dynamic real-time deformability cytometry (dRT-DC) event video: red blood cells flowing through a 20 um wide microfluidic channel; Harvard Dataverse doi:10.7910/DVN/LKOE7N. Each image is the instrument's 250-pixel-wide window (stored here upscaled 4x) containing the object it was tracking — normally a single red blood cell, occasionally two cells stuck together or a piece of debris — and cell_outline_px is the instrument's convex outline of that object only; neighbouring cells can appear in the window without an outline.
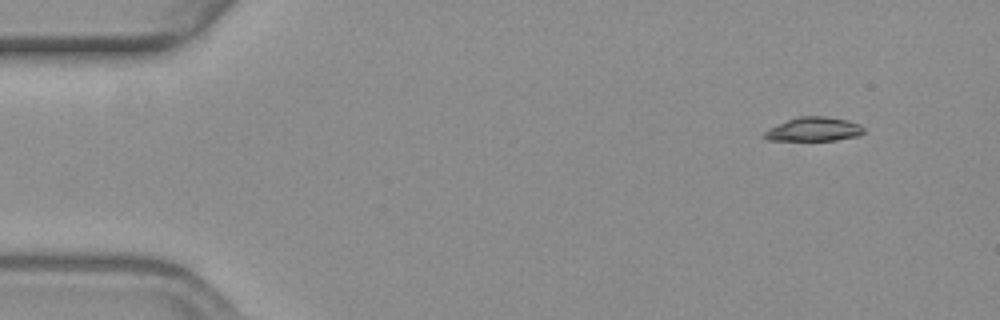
{"species": "common noctule bat (a hibernating species)", "species_latin": "Nyctalus noctula", "temperature_condition": "warm", "stored_images_in_passage": 52, "camera_frame_rate_fps": 3000, "um_per_image_px": 0.085, "animal": {"sex": "female", "body_mass_g": 19.3, "forearm_length_mm": 54.1}, "frame": {"image": 1, "passage_image": 1, "time_ms": 0.0, "image_size_px": [1000, 320], "cell_outline_px": [[864, 132], [860, 136], [836, 140], [768, 140], [760, 136], [768, 128], [788, 120], [800, 116], [824, 116], [848, 120], [860, 124], [864, 128]], "centroid_in_image_um": [69.18, 10.99], "position_along_channel_um": 15.8, "area_um2": 13.99}}
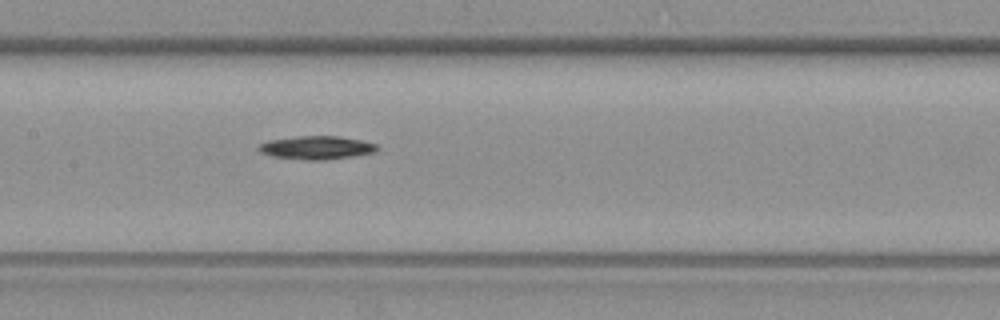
{"frame": {"image": 2, "passage_image": 23, "time_ms": 7.333, "image_size_px": [1000, 320], "cell_outline_px": [[380, 148], [376, 152], [352, 156], [324, 160], [308, 160], [272, 156], [260, 152], [256, 148], [260, 144], [268, 140], [296, 136], [340, 136], [360, 140], [376, 144]], "centroid_in_image_um": [26.9, 12.54], "position_along_channel_um": 180.5, "area_um2": 16.13}}
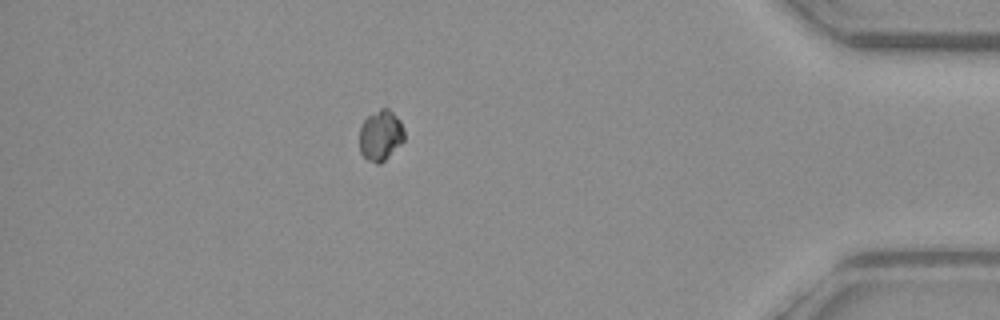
{"frame": {"image": 3, "passage_image": 45, "time_ms": 14.667, "image_size_px": [1000, 320], "cell_outline_px": [[404, 140], [380, 164], [376, 164], [368, 160], [360, 152], [360, 128], [364, 120], [368, 116], [380, 108], [388, 108], [400, 120], [404, 128]], "centroid_in_image_um": [32.35, 11.5], "position_along_channel_um": 402.8, "area_um2": 13.06}, "authors_computed_cell_mechanics": {"area_um2": 14.8835, "velocity_mm_per_s": 3.6635, "shape_relaxation_time_tau1_ms": 2.4881, "shape_relaxation_time_tau2_ms": null, "deformation_change_tau1": 0.0658, "deformation_change_tau2": null}}